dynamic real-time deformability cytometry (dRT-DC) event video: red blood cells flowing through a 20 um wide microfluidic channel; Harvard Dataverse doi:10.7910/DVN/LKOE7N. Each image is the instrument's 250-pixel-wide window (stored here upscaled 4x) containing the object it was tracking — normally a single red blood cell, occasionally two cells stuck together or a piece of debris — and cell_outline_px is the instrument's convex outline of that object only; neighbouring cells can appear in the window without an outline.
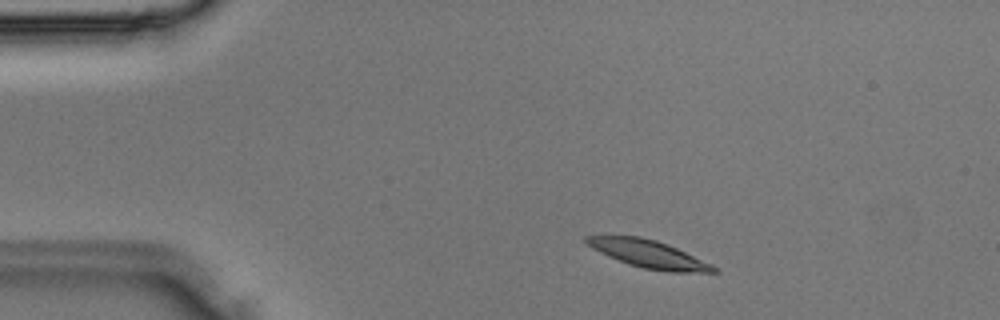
{"species": "Egyptian fruit bat (a non-hibernating species)", "species_latin": "Rousettus aegyptiacus", "temperature_condition": "room temperature", "stored_images_in_passage": 34, "camera_frame_rate_fps": 3000, "um_per_image_px": 0.085, "animal": {"sex": "male"}, "frame": {"image": 1, "passage_image": 3, "time_ms": 0.667, "image_size_px": [1000, 320], "cell_outline_px": [[720, 272], [668, 272], [644, 268], [628, 264], [608, 256], [592, 248], [584, 240], [584, 236], [640, 236], [656, 240], [668, 244], [712, 264]], "centroid_in_image_um": [55.14, 21.59], "position_along_channel_um": 29.9, "area_um2": 20.35}}
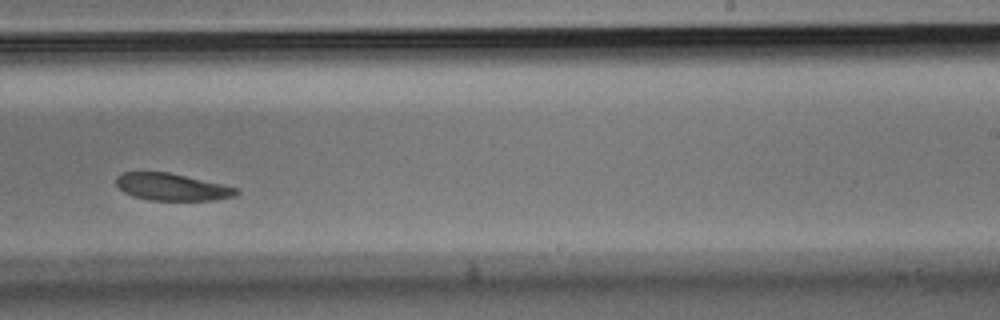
{"frame": {"image": 2, "passage_image": 20, "time_ms": 6.333, "image_size_px": [1000, 320], "cell_outline_px": [[240, 192], [236, 196], [216, 200], [148, 200], [132, 196], [124, 192], [116, 184], [116, 176], [120, 172], [168, 172], [220, 184], [236, 188]], "centroid_in_image_um": [14.58, 15.9], "position_along_channel_um": 274.4, "area_um2": 18.9}}
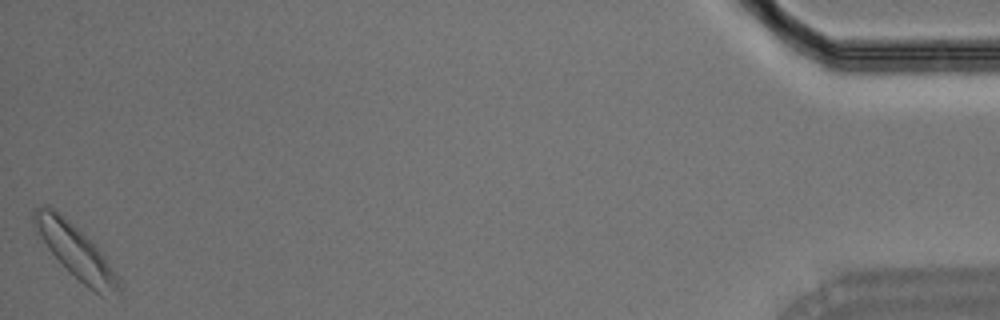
{"frame": {"image": 3, "passage_image": 34, "time_ms": 11.0, "image_size_px": [1000, 320], "cell_outline_px": [[120, 296], [100, 296], [88, 288], [68, 272], [48, 248], [36, 232], [32, 224], [32, 208], [44, 204], [52, 208], [68, 220], [104, 256], [112, 268], [120, 284]], "centroid_in_image_um": [6.39, 21.4], "position_along_channel_um": 428.8, "area_um2": 26.01}}